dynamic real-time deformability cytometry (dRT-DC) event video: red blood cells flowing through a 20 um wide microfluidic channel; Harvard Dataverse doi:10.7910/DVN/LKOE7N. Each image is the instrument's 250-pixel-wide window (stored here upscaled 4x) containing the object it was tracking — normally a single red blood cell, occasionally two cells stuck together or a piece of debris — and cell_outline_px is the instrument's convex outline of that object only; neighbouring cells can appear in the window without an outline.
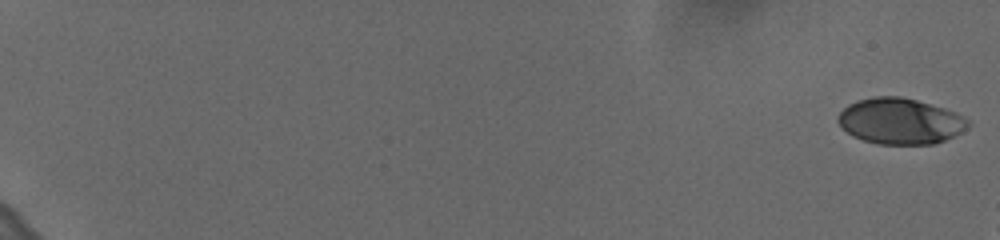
{"species": "human", "species_latin": "Homo sapiens", "temperature_condition": "cold", "stored_images_in_passage": 13, "camera_frame_rate_fps": 3000, "um_per_image_px": 0.085, "donor": {"sex": "female"}, "frame": {"image": 1, "passage_image": 1, "time_ms": 0.0, "image_size_px": [1000, 240], "cell_outline_px": [[972, 124], [968, 128], [936, 144], [876, 144], [852, 136], [836, 120], [836, 116], [848, 104], [856, 100], [872, 96], [900, 96], [916, 100], [944, 108], [956, 112], [964, 116]], "centroid_in_image_um": [76.51, 10.29], "position_along_channel_um": 8.5, "area_um2": 34.97}}